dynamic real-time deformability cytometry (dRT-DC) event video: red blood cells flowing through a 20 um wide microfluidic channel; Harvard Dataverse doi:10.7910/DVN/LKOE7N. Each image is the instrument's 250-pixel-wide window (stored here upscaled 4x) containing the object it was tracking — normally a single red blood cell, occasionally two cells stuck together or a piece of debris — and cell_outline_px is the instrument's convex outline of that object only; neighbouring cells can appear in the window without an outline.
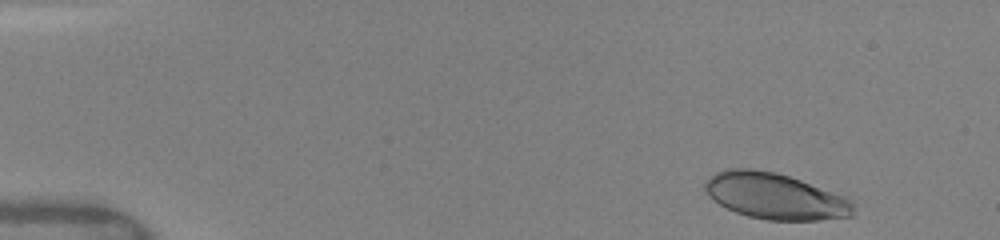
{"species": "human", "species_latin": "Homo sapiens", "temperature_condition": "warm", "stored_images_in_passage": 8, "camera_frame_rate_fps": 3000, "um_per_image_px": 0.085, "donor": {"sex": "female"}, "frame": {"image": 1, "passage_image": 1, "time_ms": 0.0, "image_size_px": [1000, 240], "cell_outline_px": [[856, 216], [820, 220], [768, 220], [748, 216], [736, 212], [720, 204], [708, 196], [704, 192], [704, 184], [716, 172], [724, 168], [752, 168], [776, 172], [800, 180], [844, 196], [852, 200], [856, 204]], "centroid_in_image_um": [65.92, 16.68], "position_along_channel_um": 19.1, "area_um2": 40.11}}
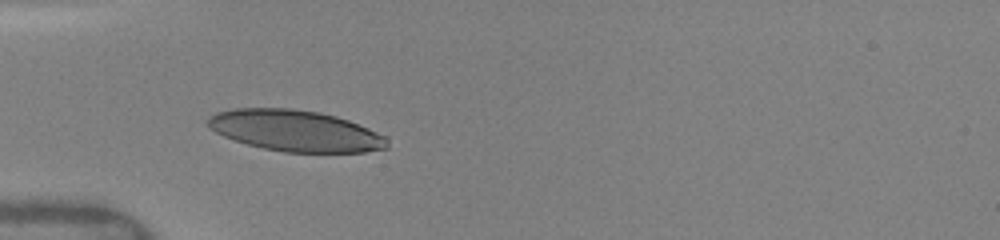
{"frame": {"image": 2, "passage_image": 5, "time_ms": 3.667, "image_size_px": [1000, 240], "cell_outline_px": [[388, 148], [364, 152], [284, 152], [264, 148], [248, 144], [224, 136], [208, 128], [208, 120], [216, 112], [232, 108], [292, 108], [320, 112], [336, 116], [348, 120], [388, 136]], "centroid_in_image_um": [25.14, 11.11], "position_along_channel_um": 59.9, "area_um2": 43.06}}
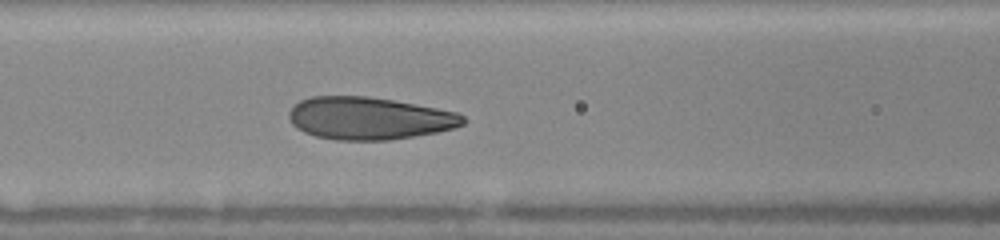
{"frame": {"image": 3, "passage_image": 8, "time_ms": 5.667, "image_size_px": [1000, 240], "cell_outline_px": [[468, 120], [464, 124], [456, 128], [436, 132], [388, 140], [336, 140], [316, 136], [304, 132], [296, 128], [292, 124], [288, 116], [288, 112], [300, 100], [312, 96], [368, 96], [392, 100], [460, 112]], "centroid_in_image_um": [31.4, 10.05], "position_along_channel_um": 135.2, "area_um2": 43.23}}